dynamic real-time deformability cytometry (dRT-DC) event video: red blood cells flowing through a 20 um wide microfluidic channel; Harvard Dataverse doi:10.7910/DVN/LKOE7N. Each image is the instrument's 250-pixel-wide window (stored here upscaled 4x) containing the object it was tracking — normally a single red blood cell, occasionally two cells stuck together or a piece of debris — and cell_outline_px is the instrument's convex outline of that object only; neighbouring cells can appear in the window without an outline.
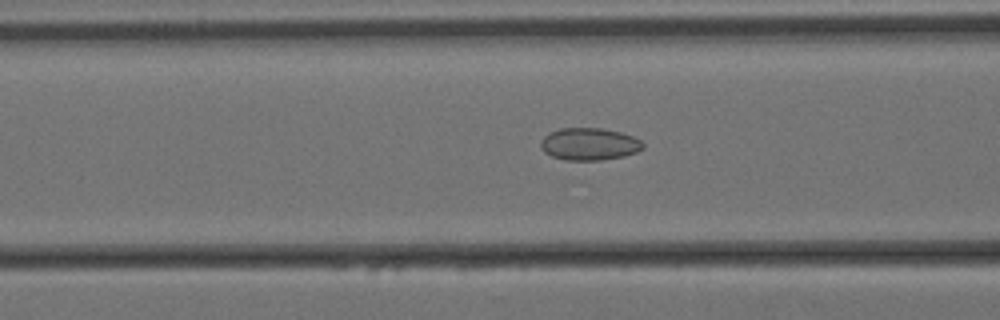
{"species": "Egyptian fruit bat (a non-hibernating species)", "species_latin": "Rousettus aegyptiacus", "temperature_condition": "cold", "stored_images_in_passage": 58, "camera_frame_rate_fps": 3000, "um_per_image_px": 0.085, "animal": {"sex": "female"}, "frame": {"image": 1, "passage_image": 22, "time_ms": 7.0, "image_size_px": [1000, 320], "cell_outline_px": [[644, 148], [636, 152], [624, 156], [600, 160], [564, 160], [552, 156], [544, 152], [540, 148], [540, 140], [548, 132], [560, 128], [600, 128], [620, 132], [632, 136], [640, 140], [644, 144]], "centroid_in_image_um": [50.05, 12.24], "position_along_channel_um": 116.5, "area_um2": 19.36}}
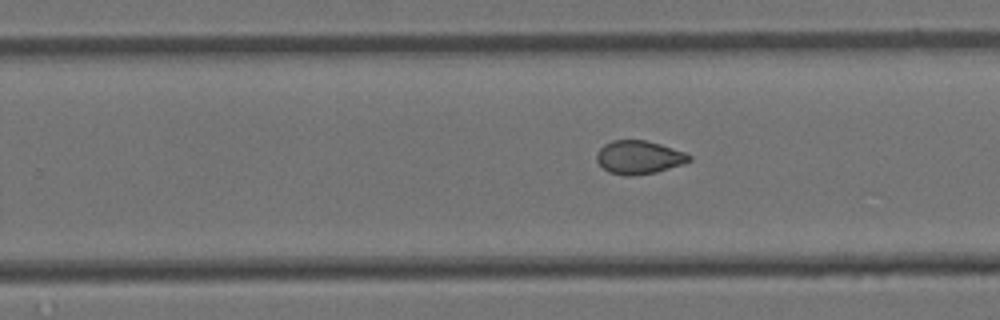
{"frame": {"image": 2, "passage_image": 36, "time_ms": 11.667, "image_size_px": [1000, 320], "cell_outline_px": [[692, 160], [684, 164], [656, 172], [632, 176], [624, 176], [608, 172], [596, 160], [596, 152], [604, 144], [612, 140], [644, 140], [660, 144], [684, 152], [692, 156]], "centroid_in_image_um": [54.3, 13.38], "position_along_channel_um": 275.5, "area_um2": 18.09}}
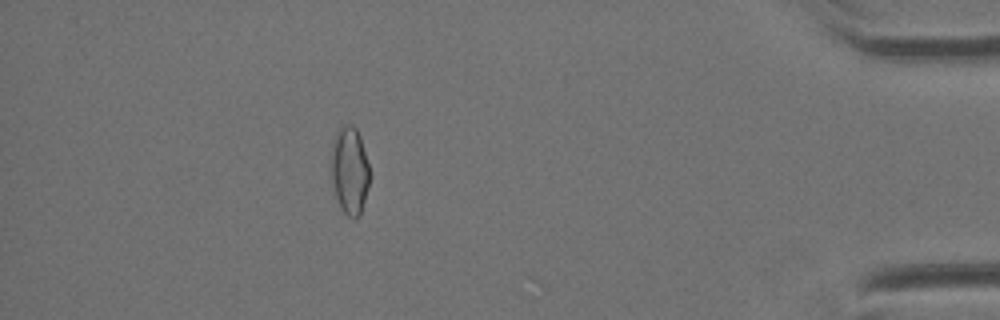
{"frame": {"image": 3, "passage_image": 52, "time_ms": 17.0, "image_size_px": [1000, 320], "cell_outline_px": [[368, 184], [364, 200], [360, 212], [356, 220], [348, 216], [340, 208], [332, 184], [328, 168], [328, 160], [332, 140], [340, 124], [352, 124], [356, 128], [360, 136], [368, 164]], "centroid_in_image_um": [29.63, 14.42], "position_along_channel_um": 405.6, "area_um2": 20.17}, "authors_computed_cell_mechanics": {"area_um2": 19.2763, "velocity_mm_per_s": 3.4253, "shape_relaxation_time_tau1_ms": null, "shape_relaxation_time_tau2_ms": 2.7456, "deformation_change_tau1": null, "deformation_change_tau2": 0.07}}